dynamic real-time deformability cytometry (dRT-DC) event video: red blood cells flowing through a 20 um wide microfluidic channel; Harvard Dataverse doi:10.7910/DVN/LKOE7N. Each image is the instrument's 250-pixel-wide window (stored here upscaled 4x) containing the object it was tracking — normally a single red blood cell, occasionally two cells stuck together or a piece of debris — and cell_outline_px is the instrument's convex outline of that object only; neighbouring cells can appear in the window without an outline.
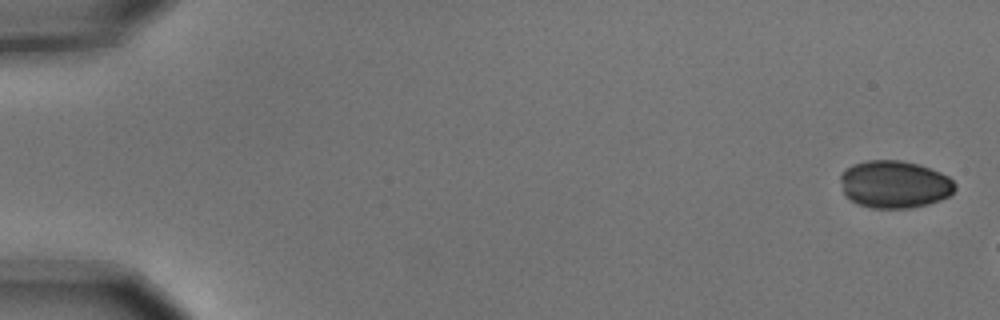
{"species": "common noctule bat (a hibernating species)", "species_latin": "Nyctalus noctula", "temperature_condition": "cold", "stored_images_in_passage": 3, "camera_frame_rate_fps": 3000, "um_per_image_px": 0.085, "animal": {"sex": "male", "body_mass_g": 15.6}, "frame": {"image": 1, "passage_image": 1, "time_ms": 0.0, "image_size_px": [1000, 320], "cell_outline_px": [[956, 188], [948, 196], [940, 200], [928, 204], [908, 208], [872, 208], [856, 204], [844, 196], [840, 180], [840, 176], [852, 164], [868, 160], [900, 160], [920, 164], [940, 172], [948, 176], [956, 184]], "centroid_in_image_um": [76.02, 15.67], "position_along_channel_um": 9.0, "area_um2": 31.91}}